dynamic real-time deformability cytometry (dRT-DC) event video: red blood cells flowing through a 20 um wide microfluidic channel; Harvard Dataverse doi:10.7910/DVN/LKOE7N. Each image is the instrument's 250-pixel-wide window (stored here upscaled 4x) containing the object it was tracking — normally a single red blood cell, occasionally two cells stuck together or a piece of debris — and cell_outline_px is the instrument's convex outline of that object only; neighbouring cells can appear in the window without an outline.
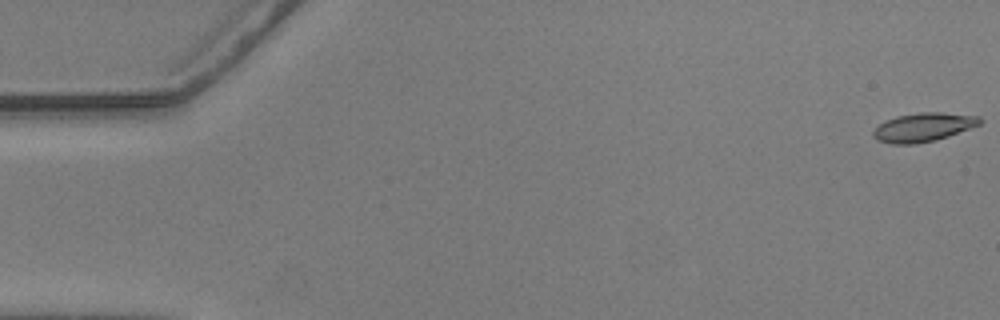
{"species": "common noctule bat (a hibernating species)", "species_latin": "Nyctalus noctula", "temperature_condition": "warm", "stored_images_in_passage": 57, "camera_frame_rate_fps": 3000, "um_per_image_px": 0.085, "animal": {"sex": "male", "body_mass_g": 20.5, "forearm_length_mm": 52.5}, "frame": {"image": 1, "passage_image": 1, "time_ms": 0.0, "image_size_px": [1000, 320], "cell_outline_px": [[984, 120], [980, 124], [948, 136], [936, 140], [916, 144], [892, 144], [876, 140], [872, 136], [872, 132], [884, 120], [896, 116], [920, 112], [940, 112], [980, 116]], "centroid_in_image_um": [78.47, 10.81], "position_along_channel_um": 6.5, "area_um2": 17.98}}
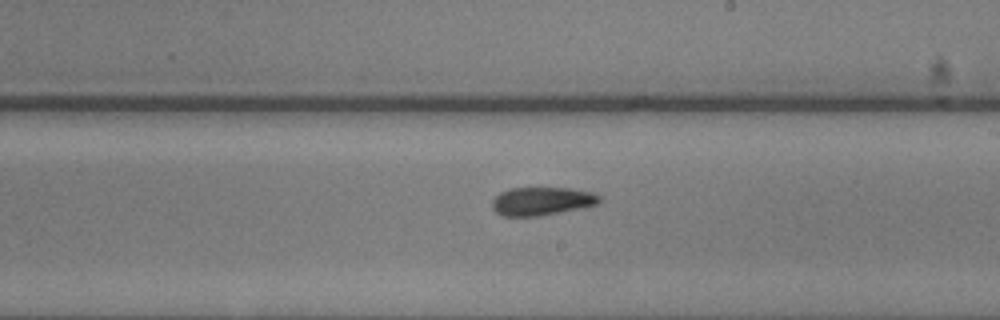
{"frame": {"image": 2, "passage_image": 33, "time_ms": 10.667, "image_size_px": [1000, 320], "cell_outline_px": [[600, 200], [596, 204], [560, 212], [540, 216], [504, 216], [496, 212], [492, 208], [492, 200], [500, 192], [512, 188], [568, 188], [588, 192], [600, 196]], "centroid_in_image_um": [45.99, 17.1], "position_along_channel_um": 243.0, "area_um2": 17.34}}
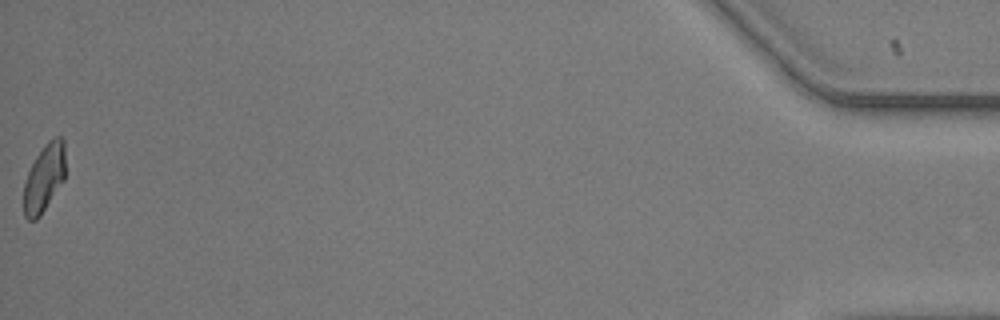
{"frame": {"image": 3, "passage_image": 57, "time_ms": 18.667, "image_size_px": [1000, 320], "cell_outline_px": [[64, 180], [40, 216], [36, 220], [28, 220], [24, 216], [24, 184], [28, 172], [36, 156], [44, 144], [48, 140], [56, 136], [60, 136], [64, 140]], "centroid_in_image_um": [3.75, 15.12], "position_along_channel_um": 431.5, "area_um2": 16.36}, "authors_computed_cell_mechanics": {"area_um2": 17.5134, "velocity_mm_per_s": 3.6112, "shape_relaxation_time_tau1_ms": null, "shape_relaxation_time_tau2_ms": 3.0088, "deformation_change_tau1": null, "deformation_change_tau2": 0.0894}}